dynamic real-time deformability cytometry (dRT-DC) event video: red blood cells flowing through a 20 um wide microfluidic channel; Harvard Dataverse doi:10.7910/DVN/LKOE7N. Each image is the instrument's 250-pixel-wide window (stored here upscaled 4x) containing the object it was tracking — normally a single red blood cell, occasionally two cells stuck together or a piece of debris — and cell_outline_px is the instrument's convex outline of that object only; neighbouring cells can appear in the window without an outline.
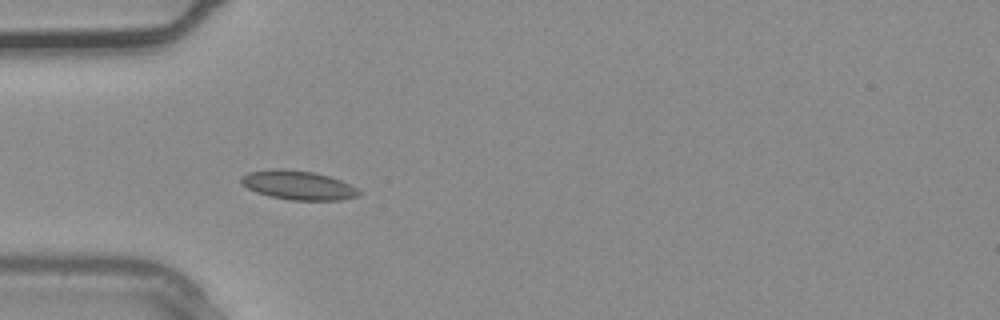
{"species": "common noctule bat (a hibernating species)", "species_latin": "Nyctalus noctula", "temperature_condition": "warm", "stored_images_in_passage": 36, "camera_frame_rate_fps": 3000, "um_per_image_px": 0.085, "animal": {"sex": "male", "body_mass_g": 20.4}, "frame": {"image": 1, "passage_image": 11, "time_ms": 3.333, "image_size_px": [1000, 320], "cell_outline_px": [[360, 192], [356, 196], [340, 200], [292, 200], [268, 196], [256, 192], [240, 184], [240, 176], [248, 172], [276, 168], [284, 168], [312, 172], [328, 176], [340, 180], [356, 188]], "centroid_in_image_um": [25.26, 15.73], "position_along_channel_um": 59.7, "area_um2": 19.88}}